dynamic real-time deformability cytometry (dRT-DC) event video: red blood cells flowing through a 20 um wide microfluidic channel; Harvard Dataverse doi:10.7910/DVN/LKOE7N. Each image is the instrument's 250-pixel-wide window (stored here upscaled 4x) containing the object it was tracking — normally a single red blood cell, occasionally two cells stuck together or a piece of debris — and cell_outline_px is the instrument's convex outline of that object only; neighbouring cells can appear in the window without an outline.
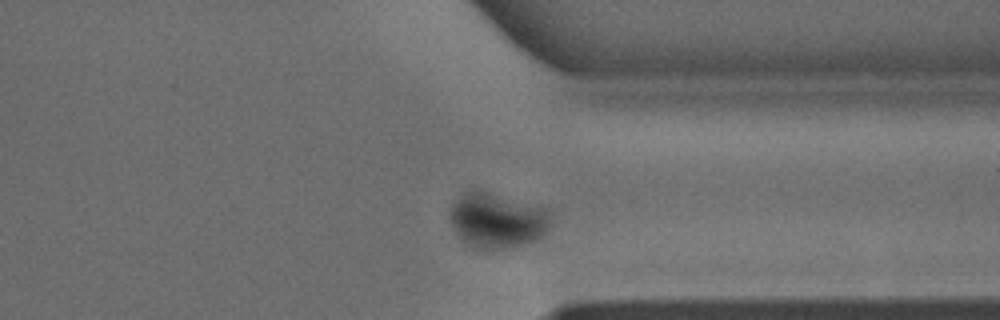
{"species": "common noctule bat (a hibernating species)", "species_latin": "Nyctalus noctula", "temperature_condition": "warm", "stored_images_in_passage": 22, "camera_frame_rate_fps": 3000, "um_per_image_px": 0.085, "animal": {"sex": "male", "body_mass_g": 15.6}, "frame": {"image": 1, "passage_image": 18, "time_ms": 5.667, "image_size_px": [1000, 320], "cell_outline_px": [[552, 212], [548, 228], [540, 236], [528, 244], [516, 248], [496, 252], [484, 252], [472, 248], [456, 232], [448, 216], [448, 212], [452, 204], [468, 188], [480, 188], [552, 208]], "centroid_in_image_um": [42.28, 18.72], "position_along_channel_um": 369.1, "area_um2": 34.28}}
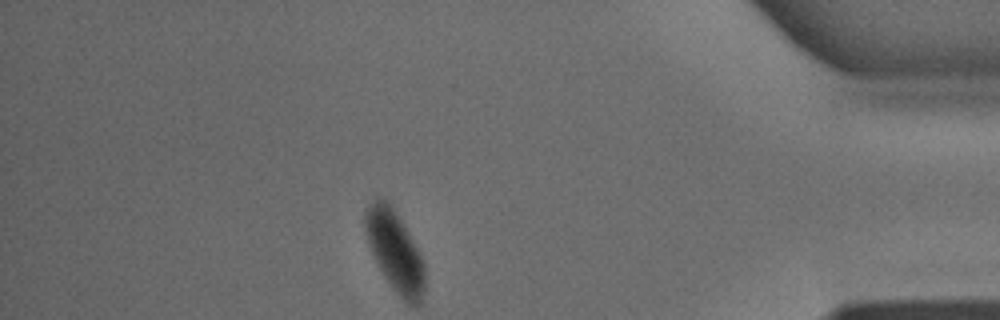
{"frame": {"image": 2, "passage_image": 22, "time_ms": 7.0, "image_size_px": [1000, 320], "cell_outline_px": [[424, 292], [420, 304], [408, 304], [392, 288], [380, 268], [372, 252], [364, 228], [364, 208], [376, 196], [380, 196], [388, 200], [404, 224], [424, 264]], "centroid_in_image_um": [33.53, 21.27], "position_along_channel_um": 401.7, "area_um2": 27.8}}